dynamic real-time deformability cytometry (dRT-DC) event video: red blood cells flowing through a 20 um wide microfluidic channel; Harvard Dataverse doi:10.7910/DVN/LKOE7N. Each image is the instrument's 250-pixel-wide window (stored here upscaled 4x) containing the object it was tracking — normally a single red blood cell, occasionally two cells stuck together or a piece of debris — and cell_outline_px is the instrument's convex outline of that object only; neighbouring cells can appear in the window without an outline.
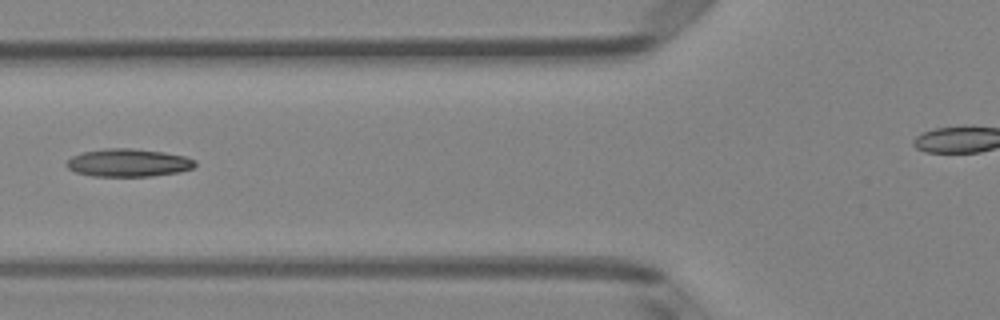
{"species": "Egyptian fruit bat (a non-hibernating species)", "species_latin": "Rousettus aegyptiacus", "temperature_condition": "room temperature", "stored_images_in_passage": 6, "camera_frame_rate_fps": 3000, "um_per_image_px": 0.085, "animal": {"sex": "female"}, "frame": {"image": 1, "passage_image": 5, "time_ms": 1.333, "image_size_px": [1000, 320], "cell_outline_px": [[196, 164], [192, 168], [180, 172], [152, 176], [92, 176], [76, 172], [68, 168], [64, 164], [72, 156], [84, 152], [104, 148], [132, 148], [164, 152], [184, 156], [196, 160]], "centroid_in_image_um": [10.91, 13.83], "position_along_channel_um": 114.9, "area_um2": 20.92}}
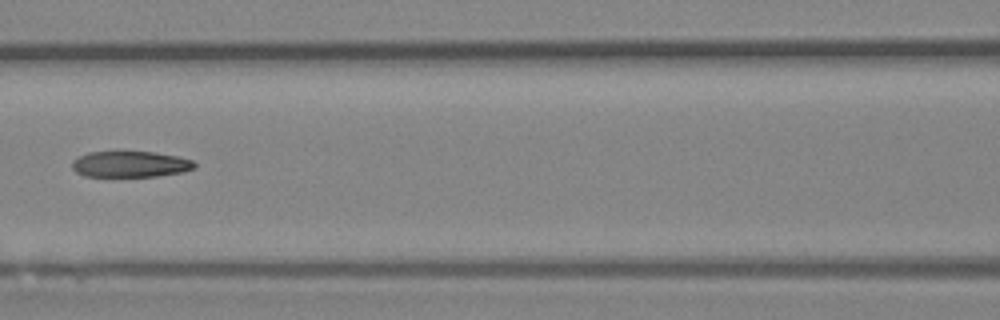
{"frame": {"image": 2, "passage_image": 6, "time_ms": 1.667, "image_size_px": [1000, 320], "cell_outline_px": [[196, 168], [180, 172], [156, 176], [84, 176], [76, 172], [72, 168], [72, 160], [88, 152], [156, 152], [176, 156], [192, 160], [196, 164]], "centroid_in_image_um": [11.06, 13.95], "position_along_channel_um": 155.5, "area_um2": 18.44}}